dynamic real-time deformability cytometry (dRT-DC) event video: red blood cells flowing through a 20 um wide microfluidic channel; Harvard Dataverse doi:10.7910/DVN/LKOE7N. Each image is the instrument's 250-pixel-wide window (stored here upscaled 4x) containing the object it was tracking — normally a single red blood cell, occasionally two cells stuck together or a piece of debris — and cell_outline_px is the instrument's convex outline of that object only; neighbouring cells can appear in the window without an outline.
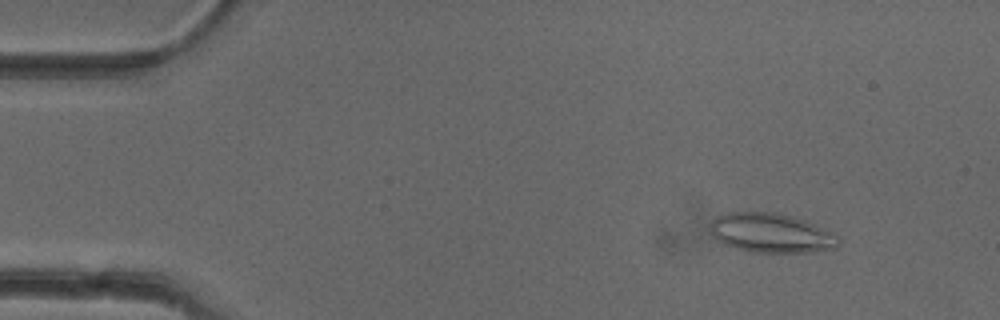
{"species": "common noctule bat (a hibernating species)", "species_latin": "Nyctalus noctula", "temperature_condition": "cold", "stored_images_in_passage": 46, "camera_frame_rate_fps": 3000, "um_per_image_px": 0.085, "animal": {"sex": "female"}, "frame": {"image": 1, "passage_image": 1, "time_ms": 0.0, "image_size_px": [1000, 320], "cell_outline_px": [[840, 244], [836, 248], [808, 252], [752, 252], [736, 248], [724, 244], [716, 240], [712, 236], [712, 220], [716, 216], [728, 212], [776, 212], [792, 216], [804, 220], [836, 236], [840, 240]], "centroid_in_image_um": [65.51, 19.8], "position_along_channel_um": 19.5, "area_um2": 29.13}}
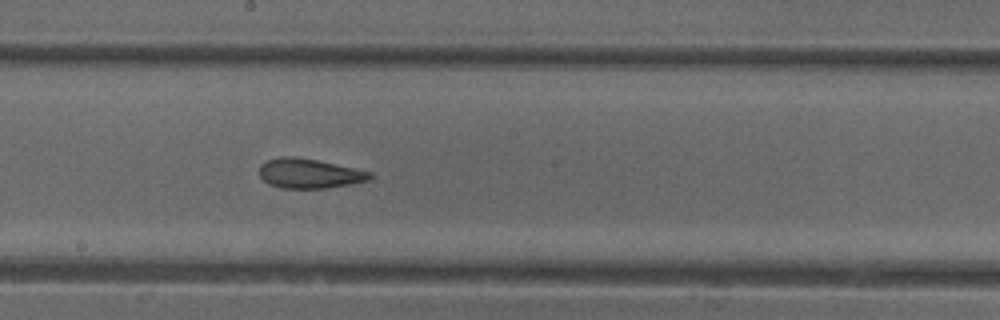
{"frame": {"image": 2, "passage_image": 23, "time_ms": 7.333, "image_size_px": [1000, 320], "cell_outline_px": [[372, 176], [368, 180], [348, 184], [324, 188], [280, 188], [268, 184], [260, 176], [260, 164], [268, 160], [280, 156], [292, 156], [316, 160], [372, 172]], "centroid_in_image_um": [26.24, 14.74], "position_along_channel_um": 222.0, "area_um2": 18.84}}
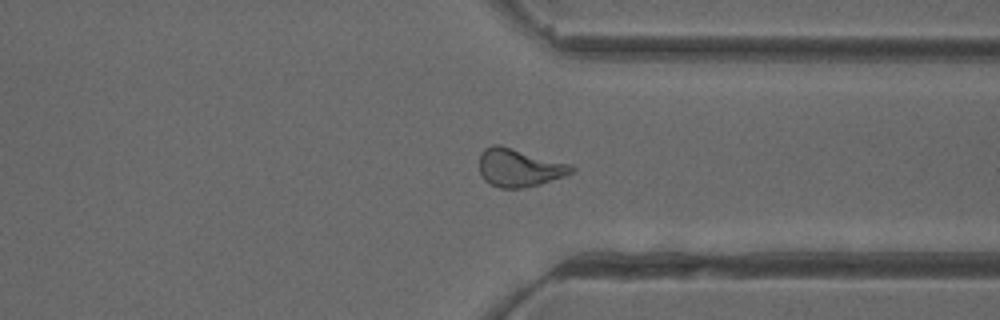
{"frame": {"image": 3, "passage_image": 34, "time_ms": 11.0, "image_size_px": [1000, 320], "cell_outline_px": [[576, 168], [572, 172], [564, 176], [540, 184], [520, 188], [500, 188], [484, 180], [480, 176], [480, 152], [484, 148], [492, 144], [500, 144], [572, 164]], "centroid_in_image_um": [44.12, 14.23], "position_along_channel_um": 367.3, "area_um2": 20.63}, "authors_computed_cell_mechanics": {"area_um2": 20.1722, "velocity_mm_per_s": 3.9989, "shape_relaxation_time_tau1_ms": null, "shape_relaxation_time_tau2_ms": 1.4302, "deformation_change_tau1": null, "deformation_change_tau2": 0.0906}}